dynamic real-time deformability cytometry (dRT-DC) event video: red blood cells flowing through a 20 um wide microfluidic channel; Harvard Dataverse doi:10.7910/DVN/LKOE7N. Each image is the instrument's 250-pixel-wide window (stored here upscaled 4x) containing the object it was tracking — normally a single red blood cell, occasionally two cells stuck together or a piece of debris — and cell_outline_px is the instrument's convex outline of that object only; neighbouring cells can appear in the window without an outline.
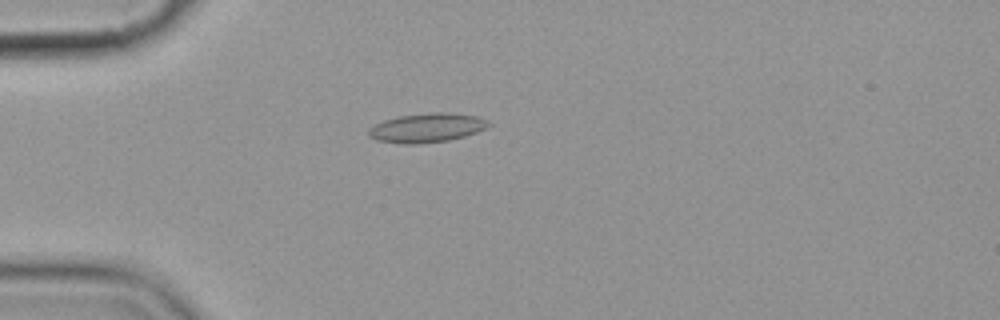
{"species": "common noctule bat (a hibernating species)", "species_latin": "Nyctalus noctula", "temperature_condition": "cold", "stored_images_in_passage": 1, "camera_frame_rate_fps": 3000, "um_per_image_px": 0.085, "animal": {"sex": "female", "body_mass_g": 19.9}, "frame": {"image": 1, "passage_image": 1, "time_ms": 0.0, "image_size_px": [1000, 320], "cell_outline_px": [[492, 124], [476, 132], [464, 136], [448, 140], [416, 144], [404, 144], [376, 140], [368, 136], [368, 128], [384, 120], [400, 116], [432, 112], [444, 112], [476, 116], [488, 120]], "centroid_in_image_um": [36.26, 10.86], "position_along_channel_um": 48.7, "area_um2": 20.23}}